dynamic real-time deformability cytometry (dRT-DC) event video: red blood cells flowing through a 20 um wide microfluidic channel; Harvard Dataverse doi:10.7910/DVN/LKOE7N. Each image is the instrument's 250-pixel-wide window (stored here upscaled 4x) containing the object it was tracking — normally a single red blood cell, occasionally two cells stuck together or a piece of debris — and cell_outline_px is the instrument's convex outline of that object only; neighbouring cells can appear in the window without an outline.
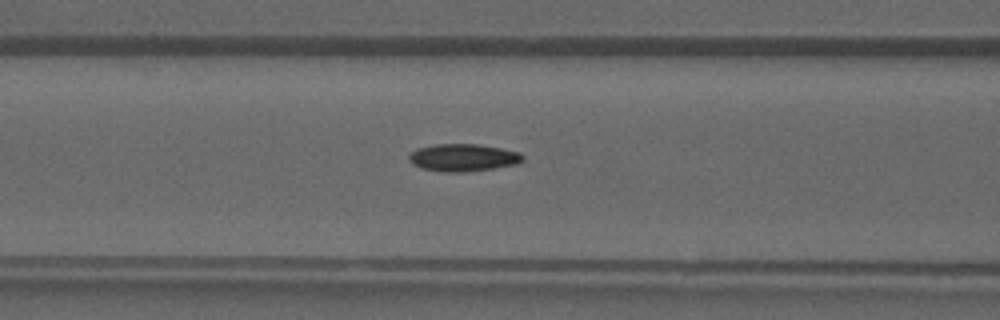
{"species": "common noctule bat (a hibernating species)", "species_latin": "Nyctalus noctula", "temperature_condition": "warm", "stored_images_in_passage": 39, "camera_frame_rate_fps": 3000, "um_per_image_px": 0.085, "animal": {"sex": "male", "forearm_length_mm": 52.5}, "frame": {"image": 1, "passage_image": 16, "time_ms": 5.0, "image_size_px": [1000, 320], "cell_outline_px": [[524, 160], [516, 164], [492, 168], [464, 172], [444, 172], [420, 168], [412, 164], [408, 160], [408, 156], [416, 148], [436, 144], [476, 144], [500, 148], [520, 152], [524, 156]], "centroid_in_image_um": [39.34, 13.39], "position_along_channel_um": 127.3, "area_um2": 18.21}}
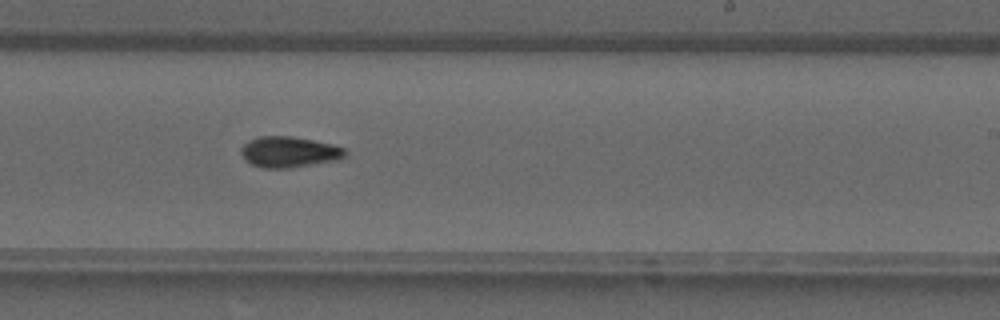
{"frame": {"image": 2, "passage_image": 24, "time_ms": 7.667, "image_size_px": [1000, 320], "cell_outline_px": [[344, 156], [340, 160], [292, 168], [264, 168], [252, 164], [244, 160], [240, 152], [240, 148], [248, 140], [260, 136], [292, 136], [332, 144], [344, 148]], "centroid_in_image_um": [24.54, 12.92], "position_along_channel_um": 264.5, "area_um2": 18.84}}
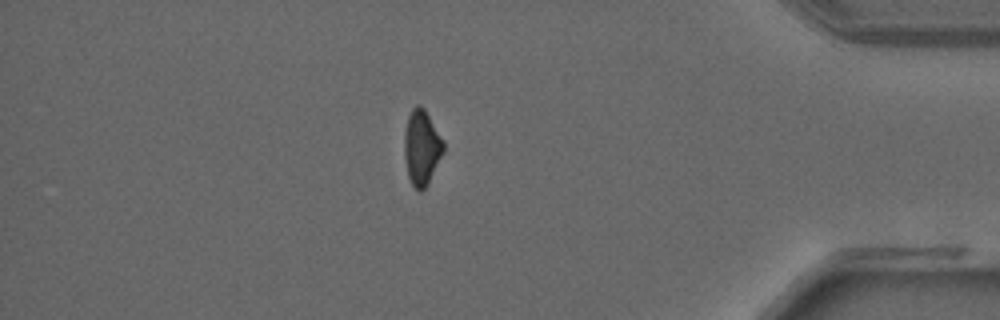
{"frame": {"image": 3, "passage_image": 34, "time_ms": 11.0, "image_size_px": [1000, 320], "cell_outline_px": [[444, 152], [428, 184], [420, 192], [412, 184], [408, 176], [404, 156], [404, 136], [408, 116], [412, 108], [416, 104], [420, 104], [424, 108], [444, 140]], "centroid_in_image_um": [35.85, 12.52], "position_along_channel_um": 399.4, "area_um2": 17.22}}